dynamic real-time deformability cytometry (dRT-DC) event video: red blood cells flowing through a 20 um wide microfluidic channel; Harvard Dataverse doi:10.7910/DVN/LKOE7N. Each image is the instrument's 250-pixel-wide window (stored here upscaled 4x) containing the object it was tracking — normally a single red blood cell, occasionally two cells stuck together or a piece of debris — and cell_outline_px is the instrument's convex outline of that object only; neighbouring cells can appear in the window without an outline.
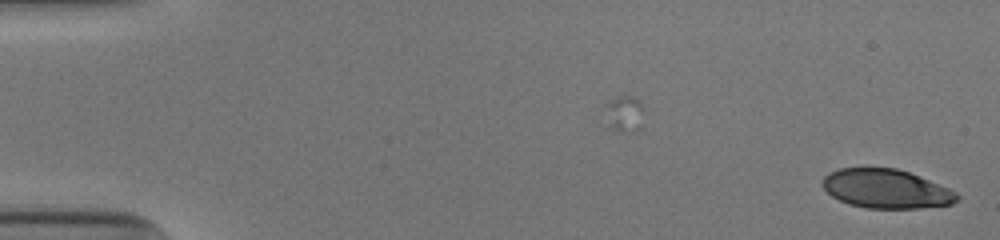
{"species": "human", "species_latin": "Homo sapiens", "temperature_condition": "cold", "stored_images_in_passage": 48, "camera_frame_rate_fps": 3000, "um_per_image_px": 0.085, "donor": {"sex": "male"}, "frame": {"image": 1, "passage_image": 1, "time_ms": 0.0, "image_size_px": [1000, 240], "cell_outline_px": [[960, 196], [952, 204], [920, 208], [864, 208], [848, 204], [832, 196], [820, 184], [824, 176], [828, 172], [840, 168], [896, 168], [908, 172], [948, 188], [956, 192]], "centroid_in_image_um": [75.28, 16.05], "position_along_channel_um": 9.7, "area_um2": 30.46}}
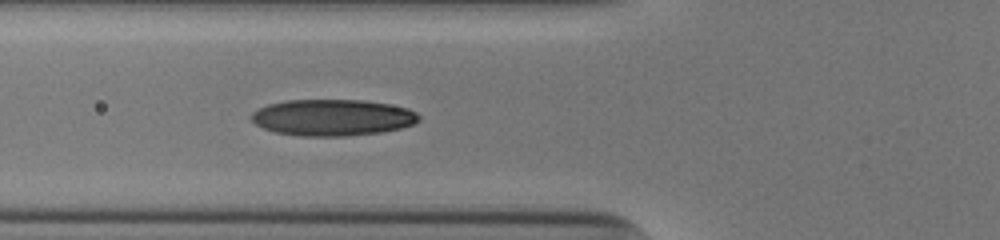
{"frame": {"image": 2, "passage_image": 20, "time_ms": 6.333, "image_size_px": [1000, 240], "cell_outline_px": [[420, 120], [412, 124], [400, 128], [380, 132], [348, 136], [300, 136], [276, 132], [264, 128], [256, 124], [248, 116], [252, 112], [268, 104], [288, 100], [364, 100], [388, 104], [408, 108], [416, 112], [420, 116]], "centroid_in_image_um": [28.26, 9.99], "position_along_channel_um": 97.5, "area_um2": 35.55}}
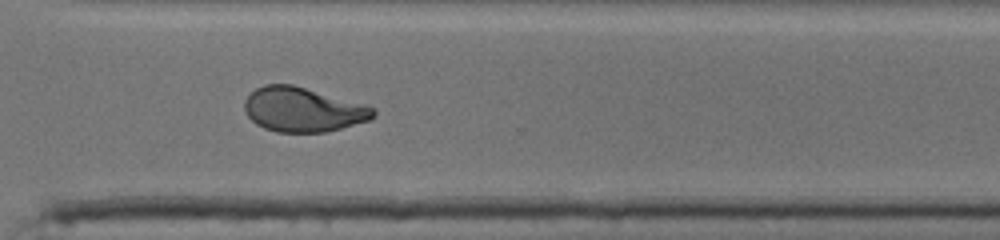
{"frame": {"image": 3, "passage_image": 39, "time_ms": 12.667, "image_size_px": [1000, 240], "cell_outline_px": [[376, 116], [368, 120], [340, 128], [324, 132], [276, 132], [264, 128], [256, 124], [244, 112], [244, 100], [256, 88], [264, 84], [292, 84], [368, 104], [376, 108]], "centroid_in_image_um": [25.76, 9.3], "position_along_channel_um": 344.8, "area_um2": 33.64}, "authors_computed_cell_mechanics": {"area_um2": 33.6107, "velocity_mm_per_s": 3.9125, "shape_relaxation_time_tau1_ms": 6.0684, "shape_relaxation_time_tau2_ms": 1.6088, "deformation_change_tau1": 0.1919, "deformation_change_tau2": 0.0721}}